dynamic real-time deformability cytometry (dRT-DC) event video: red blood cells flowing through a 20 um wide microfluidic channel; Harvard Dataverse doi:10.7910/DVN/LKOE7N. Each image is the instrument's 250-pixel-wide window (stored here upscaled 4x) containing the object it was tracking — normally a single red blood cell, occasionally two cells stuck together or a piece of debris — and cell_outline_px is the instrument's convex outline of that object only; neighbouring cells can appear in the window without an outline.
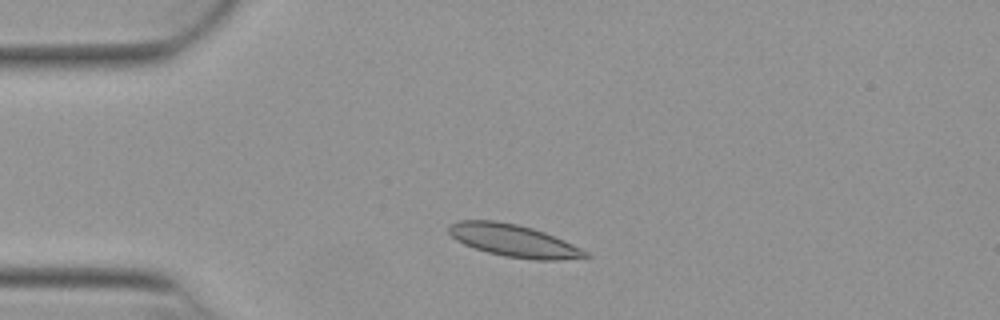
{"species": "Egyptian fruit bat (a non-hibernating species)", "species_latin": "Rousettus aegyptiacus", "temperature_condition": "warm", "stored_images_in_passage": 47, "camera_frame_rate_fps": 3000, "um_per_image_px": 0.085, "animal": {"sex": "female"}, "frame": {"image": 1, "passage_image": 7, "time_ms": 2.0, "image_size_px": [1000, 320], "cell_outline_px": [[592, 256], [560, 260], [532, 260], [504, 256], [488, 252], [464, 244], [456, 240], [448, 232], [448, 224], [460, 220], [492, 220], [516, 224], [532, 228], [544, 232], [564, 240], [588, 252]], "centroid_in_image_um": [43.65, 20.45], "position_along_channel_um": 41.4, "area_um2": 25.66}}
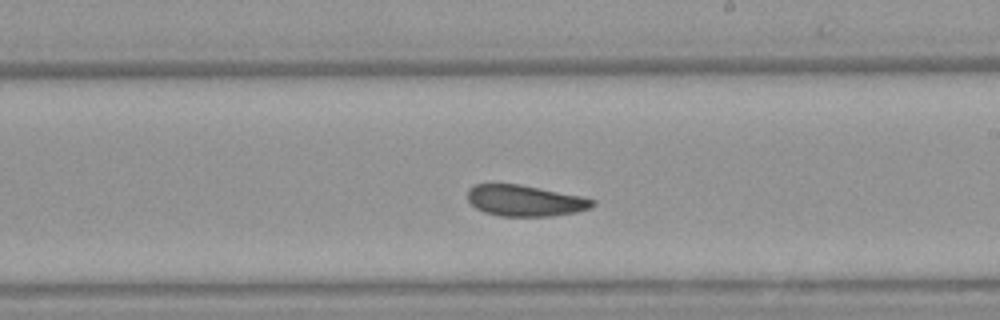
{"frame": {"image": 2, "passage_image": 25, "time_ms": 8.0, "image_size_px": [1000, 320], "cell_outline_px": [[596, 204], [592, 208], [576, 212], [552, 216], [500, 216], [484, 212], [476, 208], [468, 200], [468, 188], [472, 184], [520, 184], [580, 196], [596, 200]], "centroid_in_image_um": [44.63, 17.06], "position_along_channel_um": 244.4, "area_um2": 22.72}}
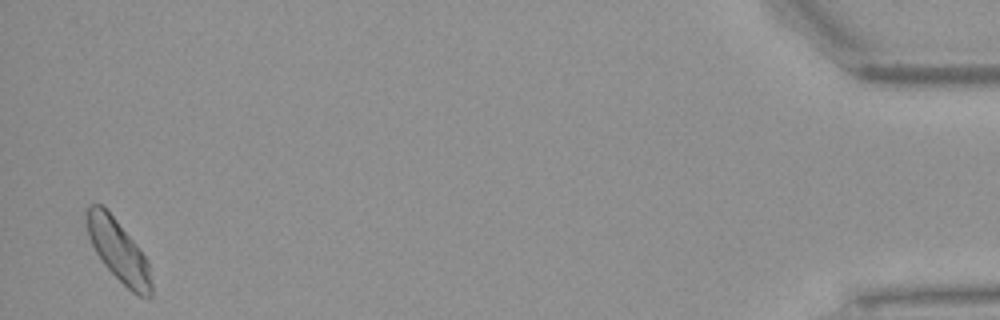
{"frame": {"image": 3, "passage_image": 46, "time_ms": 15.0, "image_size_px": [1000, 320], "cell_outline_px": [[152, 296], [148, 300], [132, 292], [104, 264], [96, 252], [88, 236], [84, 220], [88, 208], [92, 204], [100, 204], [116, 220], [136, 244], [144, 256], [148, 264], [152, 284]], "centroid_in_image_um": [10.06, 21.33], "position_along_channel_um": 425.1, "area_um2": 22.83}, "authors_computed_cell_mechanics": {"area_um2": 23.5246, "velocity_mm_per_s": 3.8404, "shape_relaxation_time_tau1_ms": 5.7489, "shape_relaxation_time_tau2_ms": 3.9094, "deformation_change_tau1": 0.1183, "deformation_change_tau2": 0.0906}}